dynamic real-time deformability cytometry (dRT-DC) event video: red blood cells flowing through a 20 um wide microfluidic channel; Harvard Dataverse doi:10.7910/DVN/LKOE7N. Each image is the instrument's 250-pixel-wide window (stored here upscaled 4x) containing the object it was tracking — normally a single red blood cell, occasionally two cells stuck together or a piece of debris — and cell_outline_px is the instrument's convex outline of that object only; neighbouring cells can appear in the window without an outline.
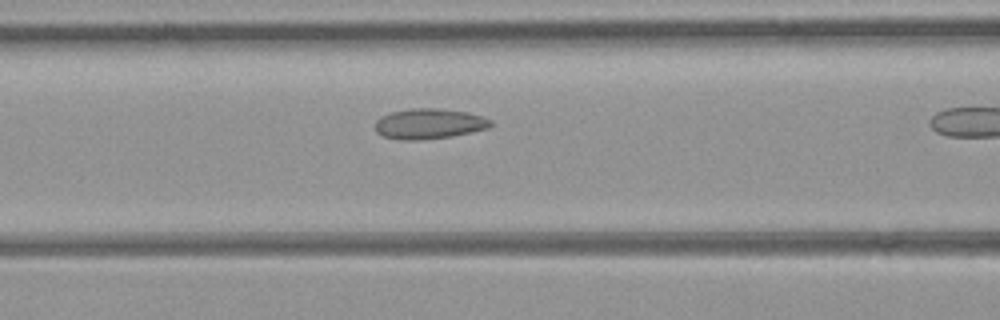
{"species": "common noctule bat (a hibernating species)", "species_latin": "Nyctalus noctula", "temperature_condition": "room temperature", "stored_images_in_passage": 7, "camera_frame_rate_fps": 3000, "um_per_image_px": 0.085, "animal": {"sex": "female", "body_mass_g": 21.9}, "frame": {"image": 1, "passage_image": 6, "time_ms": 1.667, "image_size_px": [1000, 320], "cell_outline_px": [[492, 124], [488, 128], [472, 132], [452, 136], [420, 140], [400, 140], [384, 136], [376, 132], [376, 120], [380, 116], [392, 112], [412, 108], [436, 108], [468, 112], [484, 116], [492, 120]], "centroid_in_image_um": [36.49, 10.52], "position_along_channel_um": 130.1, "area_um2": 20.52}}